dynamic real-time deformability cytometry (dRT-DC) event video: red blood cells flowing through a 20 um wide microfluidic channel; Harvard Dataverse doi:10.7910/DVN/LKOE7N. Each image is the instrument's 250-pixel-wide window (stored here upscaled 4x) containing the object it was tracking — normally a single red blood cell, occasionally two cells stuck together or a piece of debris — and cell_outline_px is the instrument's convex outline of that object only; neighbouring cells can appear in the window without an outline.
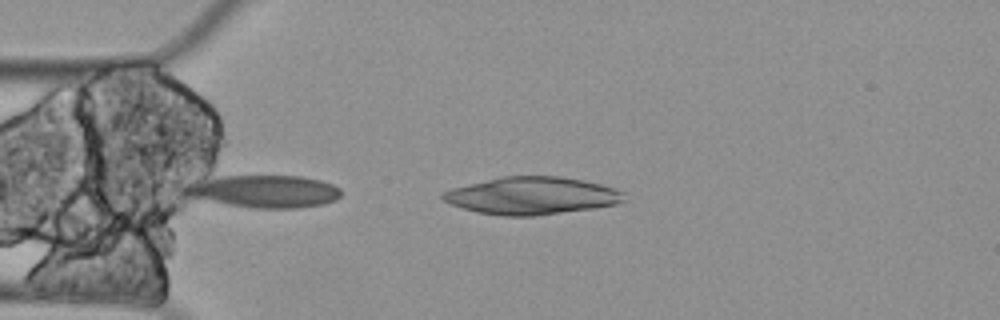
{"species": "Egyptian fruit bat (a non-hibernating species)", "species_latin": "Rousettus aegyptiacus", "temperature_condition": "cold", "stored_images_in_passage": 1, "camera_frame_rate_fps": 3000, "um_per_image_px": 0.085, "animal": {"sex": "female"}, "frame": {"image": 1, "passage_image": 1, "time_ms": 0.0, "image_size_px": [1000, 320], "cell_outline_px": [[624, 200], [620, 204], [596, 208], [536, 216], [504, 216], [476, 212], [452, 204], [444, 200], [440, 196], [440, 192], [452, 188], [500, 176], [560, 176], [584, 180], [616, 188], [624, 192]], "centroid_in_image_um": [45.23, 16.64], "position_along_channel_um": 39.8, "area_um2": 39.88}}